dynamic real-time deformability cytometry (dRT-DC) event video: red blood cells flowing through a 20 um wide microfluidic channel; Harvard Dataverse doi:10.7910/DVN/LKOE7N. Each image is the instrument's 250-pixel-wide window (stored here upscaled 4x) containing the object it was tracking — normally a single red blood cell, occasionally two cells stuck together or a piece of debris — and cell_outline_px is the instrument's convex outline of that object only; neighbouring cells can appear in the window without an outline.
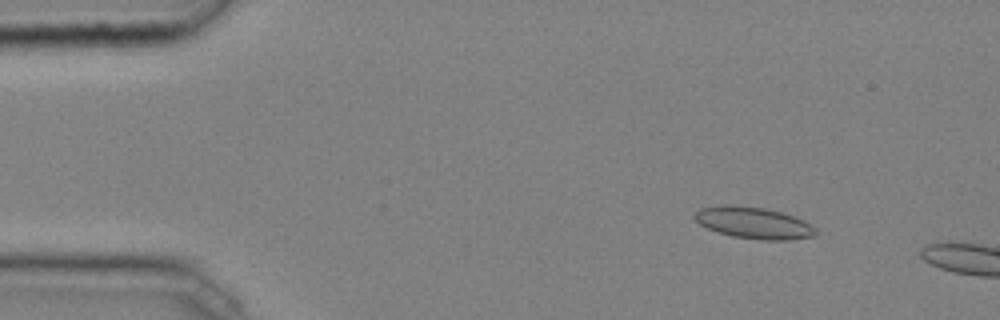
{"species": "common noctule bat (a hibernating species)", "species_latin": "Nyctalus noctula", "temperature_condition": "cold", "stored_images_in_passage": 31, "camera_frame_rate_fps": 3000, "um_per_image_px": 0.085, "animal": {"sex": "male", "body_mass_g": 20.4}, "frame": {"image": 1, "passage_image": 5, "time_ms": 1.333, "image_size_px": [1000, 320], "cell_outline_px": [[816, 236], [788, 240], [764, 240], [732, 236], [708, 228], [700, 224], [692, 216], [700, 208], [724, 204], [728, 204], [764, 208], [780, 212], [804, 220], [812, 224], [816, 228]], "centroid_in_image_um": [64.08, 18.94], "position_along_channel_um": 20.9, "area_um2": 22.25}}
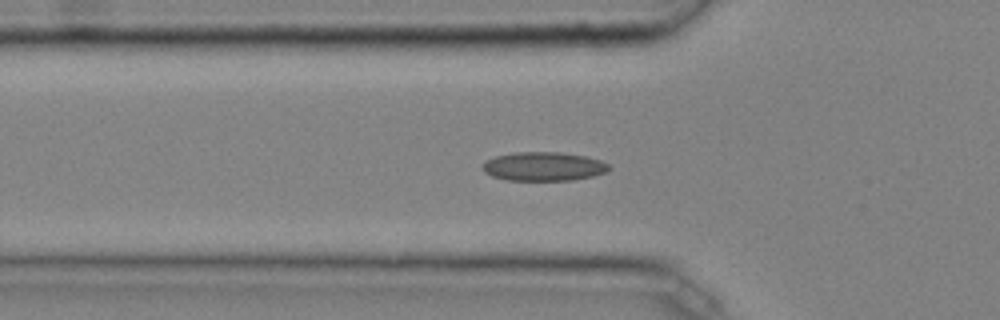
{"frame": {"image": 2, "passage_image": 15, "time_ms": 4.667, "image_size_px": [1000, 320], "cell_outline_px": [[612, 168], [604, 172], [592, 176], [572, 180], [508, 180], [492, 176], [484, 172], [484, 164], [488, 160], [496, 156], [516, 152], [560, 152], [584, 156], [600, 160], [608, 164]], "centroid_in_image_um": [46.23, 14.15], "position_along_channel_um": 79.6, "area_um2": 20.98}}
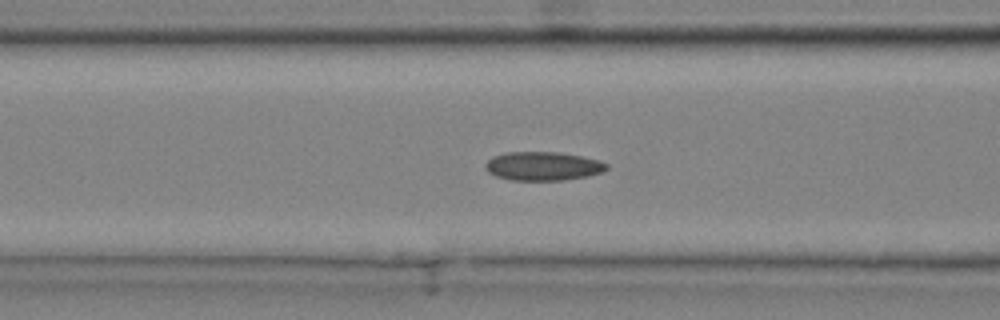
{"frame": {"image": 3, "passage_image": 18, "time_ms": 5.667, "image_size_px": [1000, 320], "cell_outline_px": [[608, 168], [604, 172], [588, 176], [564, 180], [508, 180], [496, 176], [488, 172], [484, 168], [484, 164], [492, 156], [508, 152], [560, 152], [600, 160], [608, 164]], "centroid_in_image_um": [46.15, 14.12], "position_along_channel_um": 120.4, "area_um2": 20.52}}